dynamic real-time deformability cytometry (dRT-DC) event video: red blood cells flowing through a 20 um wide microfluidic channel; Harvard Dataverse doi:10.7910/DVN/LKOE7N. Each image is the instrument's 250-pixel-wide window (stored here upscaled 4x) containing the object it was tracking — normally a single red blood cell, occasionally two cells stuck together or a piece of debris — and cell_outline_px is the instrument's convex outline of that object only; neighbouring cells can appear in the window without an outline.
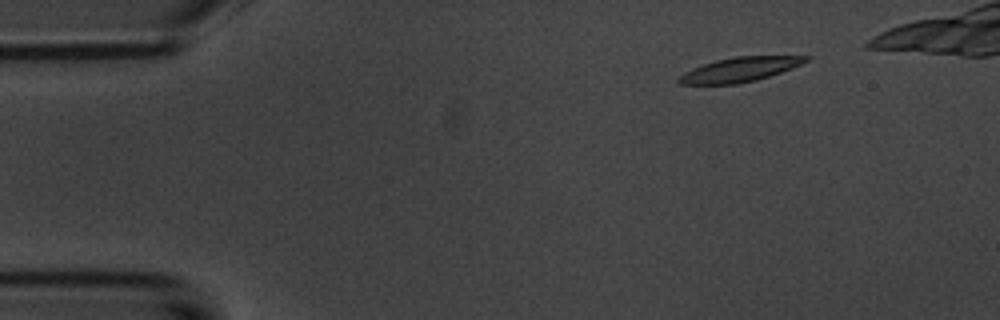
{"species": "common noctule bat (a hibernating species)", "species_latin": "Nyctalus noctula", "temperature_condition": "room temperature", "stored_images_in_passage": 8, "segment_of_instrument_passage": [1, 2], "camera_frame_rate_fps": 3000, "um_per_image_px": 0.085, "animal": {"sex": "male", "body_mass_g": 20.1, "forearm_length_mm": 53.5}, "frame": {"image": 1, "passage_image": 2, "time_ms": 1.333, "image_size_px": [1000, 320], "cell_outline_px": [[812, 56], [808, 60], [792, 68], [756, 80], [736, 84], [676, 84], [676, 80], [684, 72], [692, 68], [716, 60], [736, 56]], "centroid_in_image_um": [62.84, 5.91], "position_along_channel_um": 22.2, "area_um2": 17.92}}
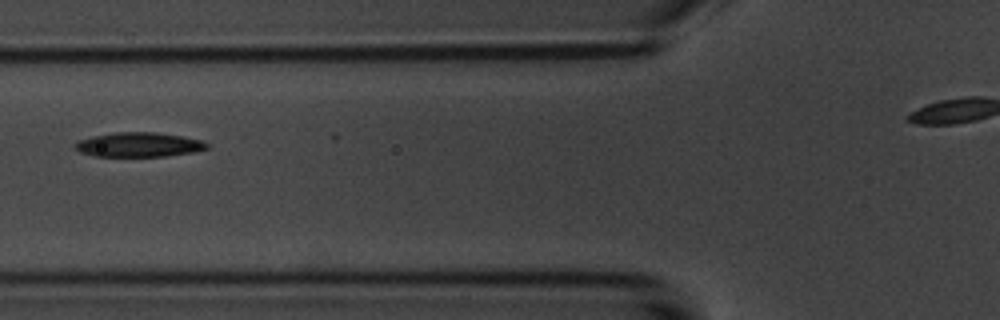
{"frame": {"image": 2, "passage_image": 6, "time_ms": 6.0, "image_size_px": [1000, 320], "cell_outline_px": [[208, 148], [192, 152], [164, 156], [92, 156], [80, 152], [72, 144], [80, 140], [92, 136], [116, 132], [152, 132], [184, 136], [200, 140], [208, 144]], "centroid_in_image_um": [11.76, 12.29], "position_along_channel_um": 114.0, "area_um2": 18.67}}